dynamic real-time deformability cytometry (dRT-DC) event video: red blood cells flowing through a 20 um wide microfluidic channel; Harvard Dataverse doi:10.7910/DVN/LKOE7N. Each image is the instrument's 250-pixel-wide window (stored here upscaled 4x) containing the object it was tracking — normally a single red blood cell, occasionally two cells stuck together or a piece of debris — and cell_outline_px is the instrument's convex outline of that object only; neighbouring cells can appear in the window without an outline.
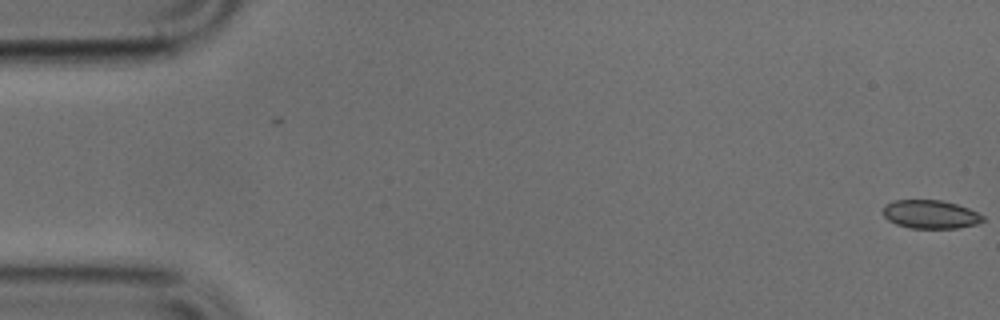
{"species": "common noctule bat (a hibernating species)", "species_latin": "Nyctalus noctula", "temperature_condition": "cold", "stored_images_in_passage": 11, "camera_frame_rate_fps": 3000, "um_per_image_px": 0.085, "animal": {"sex": "male", "body_mass_g": 17.9, "forearm_length_mm": 54.2}, "frame": {"image": 1, "passage_image": 1, "time_ms": 0.0, "image_size_px": [1000, 320], "cell_outline_px": [[984, 220], [976, 224], [956, 228], [912, 228], [896, 224], [888, 220], [884, 216], [884, 204], [896, 200], [940, 200], [956, 204], [968, 208], [984, 216]], "centroid_in_image_um": [79.08, 18.22], "position_along_channel_um": 5.9, "area_um2": 16.42}}